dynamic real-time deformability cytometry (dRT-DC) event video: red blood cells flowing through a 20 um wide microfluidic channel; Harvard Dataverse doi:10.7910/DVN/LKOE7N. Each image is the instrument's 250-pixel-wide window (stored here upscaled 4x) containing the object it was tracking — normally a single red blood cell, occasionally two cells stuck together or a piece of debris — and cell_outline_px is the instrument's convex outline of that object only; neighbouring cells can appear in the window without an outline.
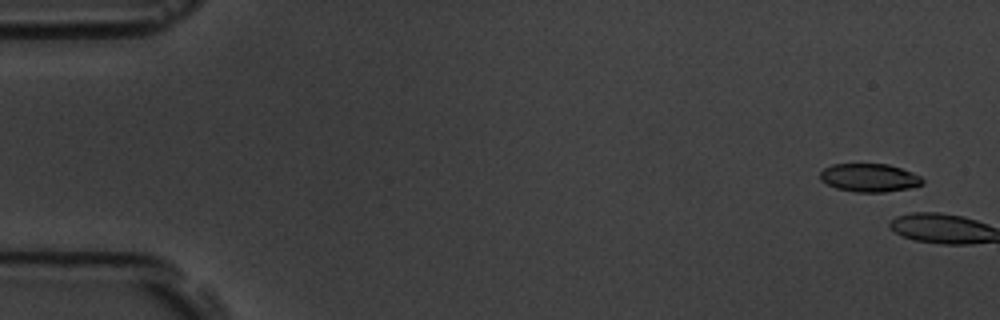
{"species": "common noctule bat (a hibernating species)", "species_latin": "Nyctalus noctula", "temperature_condition": "room temperature", "stored_images_in_passage": 2, "camera_frame_rate_fps": 3000, "um_per_image_px": 0.085, "animal": {"sex": "male", "body_mass_g": 19.5, "forearm_length_mm": 54.6}, "frame": {"image": 1, "passage_image": 1, "time_ms": 0.0, "image_size_px": [1000, 320], "cell_outline_px": [[924, 184], [908, 188], [884, 192], [856, 192], [836, 188], [820, 180], [820, 172], [824, 168], [832, 164], [888, 164], [912, 172], [920, 176], [924, 180]], "centroid_in_image_um": [73.89, 15.1], "position_along_channel_um": 11.1, "area_um2": 16.82}}